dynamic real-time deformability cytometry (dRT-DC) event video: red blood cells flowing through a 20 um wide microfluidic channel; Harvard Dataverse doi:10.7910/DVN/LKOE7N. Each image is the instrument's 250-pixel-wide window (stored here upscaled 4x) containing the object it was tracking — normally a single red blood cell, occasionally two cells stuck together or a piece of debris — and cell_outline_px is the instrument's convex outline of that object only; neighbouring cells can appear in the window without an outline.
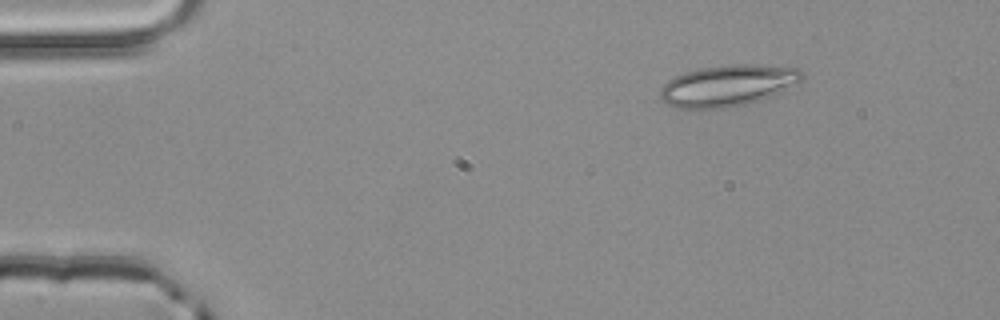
{"species": "common noctule bat (a hibernating species)", "species_latin": "Nyctalus noctula", "temperature_condition": "room temperature", "stored_images_in_passage": 2, "camera_frame_rate_fps": 3000, "um_per_image_px": 0.085, "animal": {"sex": "male", "body_mass_g": 20.4}, "frame": {"image": 1, "passage_image": 1, "time_ms": 0.0, "image_size_px": [1000, 320], "cell_outline_px": [[804, 76], [796, 84], [760, 100], [728, 108], [700, 112], [688, 112], [672, 108], [660, 96], [660, 88], [668, 80], [684, 72], [700, 68], [728, 64], [756, 64], [800, 68]], "centroid_in_image_um": [61.77, 7.31], "position_along_channel_um": 23.2, "area_um2": 35.03}}